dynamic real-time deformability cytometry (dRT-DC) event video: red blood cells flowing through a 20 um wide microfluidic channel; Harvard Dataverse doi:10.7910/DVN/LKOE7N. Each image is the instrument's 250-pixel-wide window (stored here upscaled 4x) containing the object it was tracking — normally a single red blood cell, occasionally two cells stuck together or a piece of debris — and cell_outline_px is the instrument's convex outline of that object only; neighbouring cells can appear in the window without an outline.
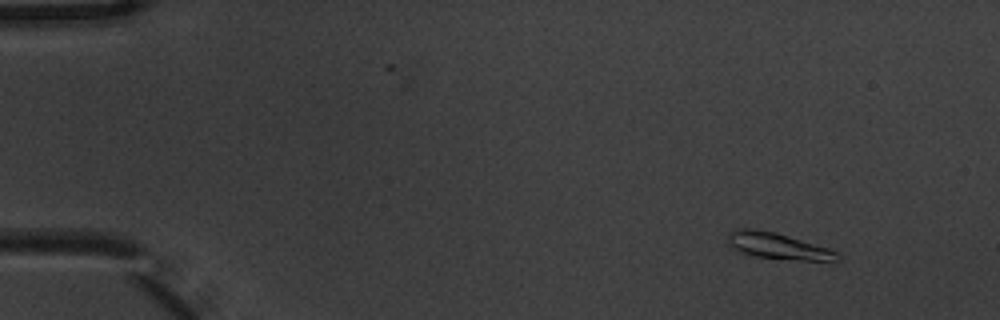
{"species": "common noctule bat (a hibernating species)", "species_latin": "Nyctalus noctula", "temperature_condition": "warm", "stored_images_in_passage": 4, "camera_frame_rate_fps": 3000, "um_per_image_px": 0.085, "animal": {"sex": "male", "body_mass_g": 20.1, "forearm_length_mm": 53.5}, "frame": {"image": 1, "passage_image": 1, "time_ms": 0.0, "image_size_px": [1000, 320], "cell_outline_px": [[840, 260], [804, 260], [756, 256], [740, 252], [732, 248], [728, 244], [728, 236], [736, 228], [756, 228], [772, 232], [828, 248], [836, 252], [840, 256]], "centroid_in_image_um": [66.06, 20.9], "position_along_channel_um": 18.9, "area_um2": 16.18}}